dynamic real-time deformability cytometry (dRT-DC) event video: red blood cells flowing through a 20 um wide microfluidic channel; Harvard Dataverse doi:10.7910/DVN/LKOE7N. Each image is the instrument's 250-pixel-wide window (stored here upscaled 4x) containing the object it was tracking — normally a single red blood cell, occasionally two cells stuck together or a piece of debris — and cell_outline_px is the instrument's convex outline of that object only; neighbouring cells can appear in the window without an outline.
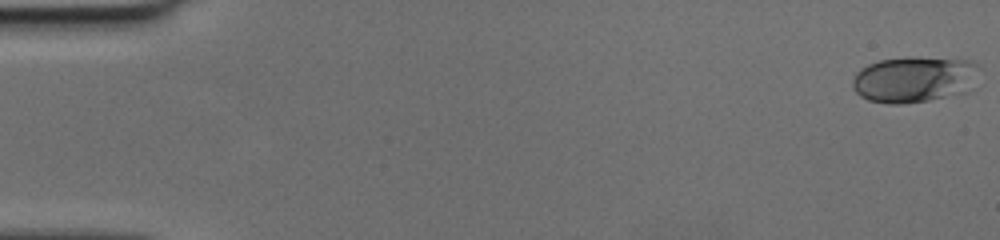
{"species": "human", "species_latin": "Homo sapiens", "temperature_condition": "cold", "stored_images_in_passage": 50, "camera_frame_rate_fps": 3000, "um_per_image_px": 0.085, "donor": {"sex": "female"}, "frame": {"image": 1, "passage_image": 1, "time_ms": 0.0, "image_size_px": [1000, 240], "cell_outline_px": [[976, 64], [964, 92], [928, 100], [900, 104], [888, 104], [868, 100], [860, 96], [852, 88], [852, 80], [856, 72], [860, 68], [868, 64], [880, 60], [908, 56], [916, 56], [972, 60]], "centroid_in_image_um": [77.54, 6.72], "position_along_channel_um": 7.5, "area_um2": 33.47}}
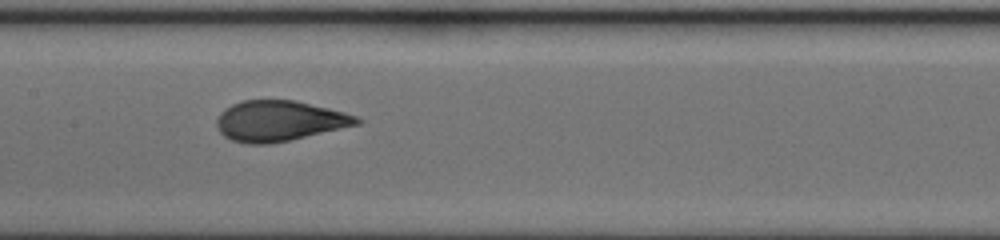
{"frame": {"image": 2, "passage_image": 26, "time_ms": 8.333, "image_size_px": [1000, 240], "cell_outline_px": [[364, 120], [360, 124], [288, 140], [268, 144], [248, 144], [232, 140], [224, 136], [220, 132], [216, 124], [216, 120], [220, 112], [224, 108], [240, 100], [296, 100], [344, 112], [356, 116]], "centroid_in_image_um": [23.72, 10.27], "position_along_channel_um": 183.7, "area_um2": 33.0}}
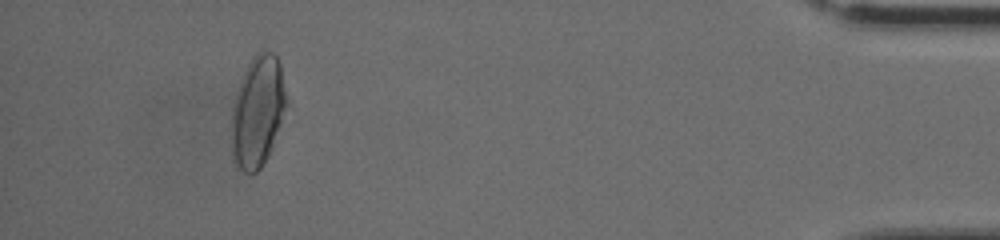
{"frame": {"image": 3, "passage_image": 47, "time_ms": 15.333, "image_size_px": [1000, 240], "cell_outline_px": [[288, 104], [272, 148], [268, 156], [260, 168], [256, 172], [248, 176], [232, 160], [232, 108], [244, 72], [252, 56], [256, 52], [264, 48], [272, 52], [276, 56], [280, 64], [288, 96]], "centroid_in_image_um": [21.93, 9.46], "position_along_channel_um": 413.3, "area_um2": 35.95}}